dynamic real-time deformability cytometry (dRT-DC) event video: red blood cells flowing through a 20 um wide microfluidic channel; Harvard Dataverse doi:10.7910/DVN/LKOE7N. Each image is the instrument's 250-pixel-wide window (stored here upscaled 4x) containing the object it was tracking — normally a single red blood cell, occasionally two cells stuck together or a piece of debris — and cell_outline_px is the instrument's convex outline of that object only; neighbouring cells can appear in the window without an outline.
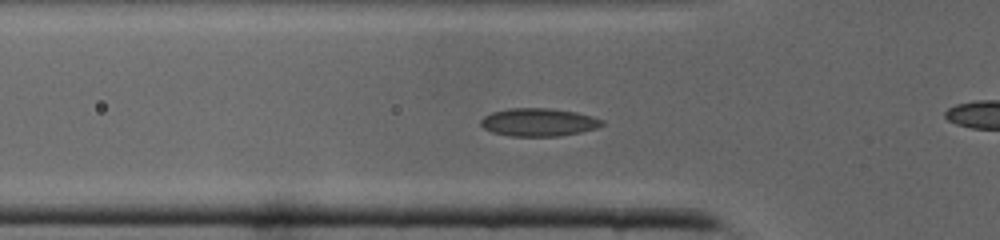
{"species": "common noctule bat (a hibernating species)", "species_latin": "Nyctalus noctula", "temperature_condition": "cold", "stored_images_in_passage": 40, "camera_frame_rate_fps": 3000, "um_per_image_px": 0.085, "animal": {"sex": "male", "body_mass_g": 19.0, "forearm_length_mm": 50.8}, "frame": {"image": 1, "passage_image": 11, "time_ms": 3.333, "image_size_px": [1000, 240], "cell_outline_px": [[604, 124], [596, 128], [580, 132], [560, 136], [512, 136], [492, 132], [484, 128], [480, 124], [480, 120], [484, 116], [492, 112], [508, 108], [548, 108], [576, 112], [592, 116], [604, 120]], "centroid_in_image_um": [45.78, 10.38], "position_along_channel_um": 80.0, "area_um2": 19.77}}
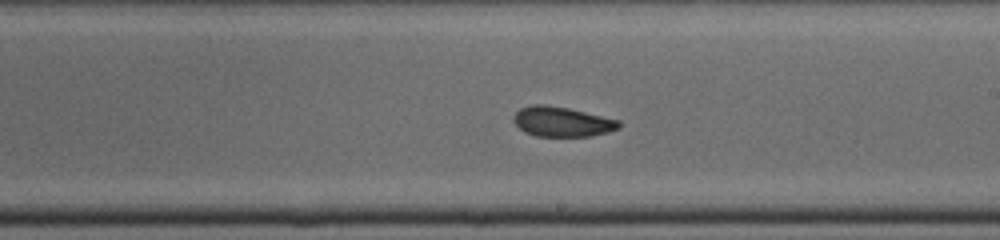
{"frame": {"image": 2, "passage_image": 21, "time_ms": 6.667, "image_size_px": [1000, 240], "cell_outline_px": [[620, 128], [608, 132], [592, 136], [536, 136], [524, 132], [512, 120], [512, 116], [520, 108], [536, 104], [544, 104], [568, 108], [620, 120]], "centroid_in_image_um": [47.77, 10.34], "position_along_channel_um": 241.2, "area_um2": 18.38}}
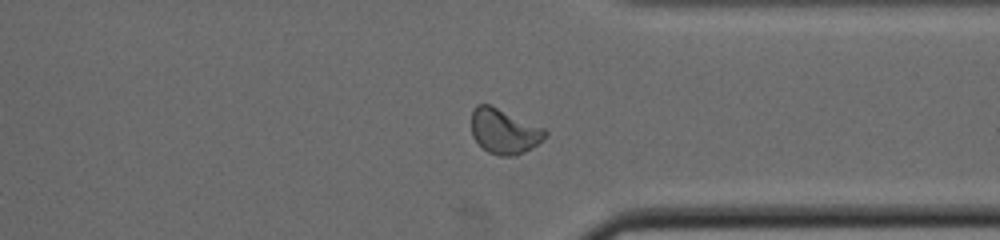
{"frame": {"image": 3, "passage_image": 29, "time_ms": 9.333, "image_size_px": [1000, 240], "cell_outline_px": [[548, 136], [532, 148], [516, 156], [500, 156], [488, 152], [472, 136], [472, 108], [476, 104], [488, 104], [544, 128], [548, 132]], "centroid_in_image_um": [42.86, 11.17], "position_along_channel_um": 368.5, "area_um2": 19.25}}